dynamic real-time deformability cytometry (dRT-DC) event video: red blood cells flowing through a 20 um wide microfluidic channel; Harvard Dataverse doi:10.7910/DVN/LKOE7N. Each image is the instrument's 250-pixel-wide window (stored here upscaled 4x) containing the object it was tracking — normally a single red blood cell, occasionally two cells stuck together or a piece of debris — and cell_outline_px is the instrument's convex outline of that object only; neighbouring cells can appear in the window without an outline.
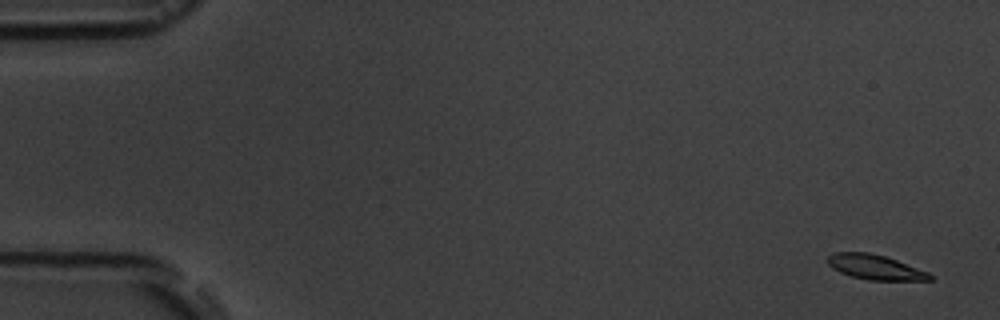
{"species": "common noctule bat (a hibernating species)", "species_latin": "Nyctalus noctula", "temperature_condition": "room temperature", "stored_images_in_passage": 7, "segment_of_instrument_passage": [1, 2], "camera_frame_rate_fps": 3000, "um_per_image_px": 0.085, "animal": {"sex": "male", "body_mass_g": 19.5, "forearm_length_mm": 54.6}, "frame": {"image": 1, "passage_image": 1, "time_ms": 0.0, "image_size_px": [1000, 320], "cell_outline_px": [[932, 280], [868, 280], [852, 276], [840, 272], [832, 268], [828, 264], [828, 256], [832, 252], [868, 252], [884, 256], [896, 260], [928, 272], [932, 276]], "centroid_in_image_um": [74.36, 22.7], "position_along_channel_um": 10.6, "area_um2": 14.62}}
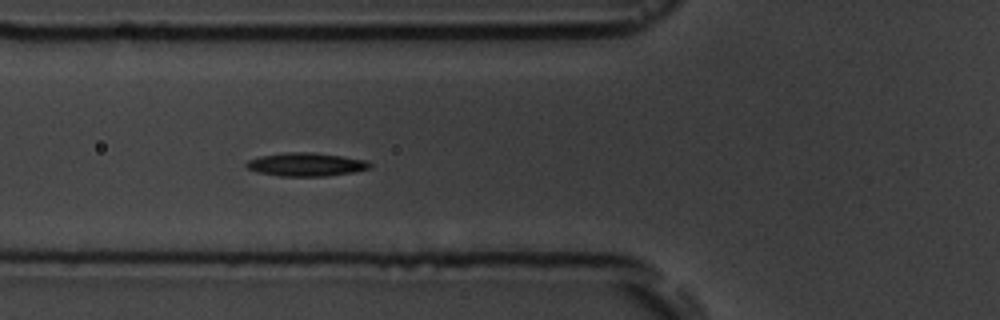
{"frame": {"image": 2, "passage_image": 6, "time_ms": 6.333, "image_size_px": [1000, 320], "cell_outline_px": [[372, 164], [368, 168], [352, 172], [324, 176], [280, 176], [256, 172], [248, 168], [244, 164], [248, 160], [260, 156], [284, 152], [312, 152], [368, 160]], "centroid_in_image_um": [25.97, 13.97], "position_along_channel_um": 99.8, "area_um2": 16.76}}